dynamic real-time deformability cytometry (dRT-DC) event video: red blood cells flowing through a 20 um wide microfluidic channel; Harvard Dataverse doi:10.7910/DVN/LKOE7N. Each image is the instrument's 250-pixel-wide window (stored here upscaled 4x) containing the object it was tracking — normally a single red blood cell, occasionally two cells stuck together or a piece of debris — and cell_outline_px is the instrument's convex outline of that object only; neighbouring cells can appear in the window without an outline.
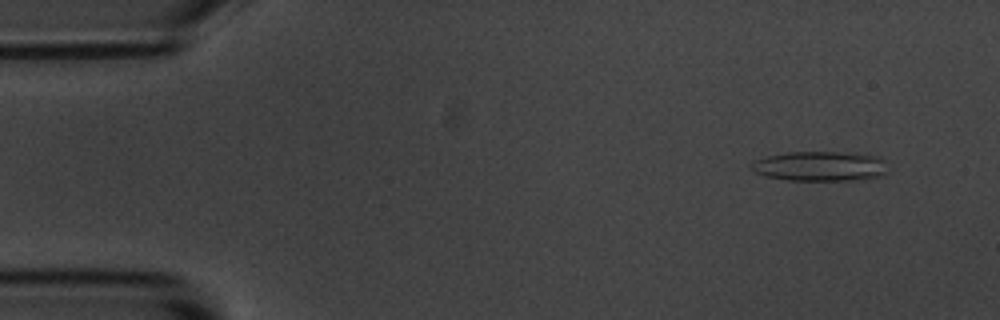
{"species": "common noctule bat (a hibernating species)", "species_latin": "Nyctalus noctula", "temperature_condition": "room temperature", "stored_images_in_passage": 4, "camera_frame_rate_fps": 3000, "um_per_image_px": 0.085, "animal": {"sex": "male", "body_mass_g": 20.1, "forearm_length_mm": 53.5}, "frame": {"image": 1, "passage_image": 1, "time_ms": 0.0, "image_size_px": [1000, 320], "cell_outline_px": [[884, 172], [880, 176], [864, 180], [788, 180], [764, 176], [752, 172], [748, 168], [752, 160], [768, 156], [788, 152], [856, 152], [880, 156], [884, 160]], "centroid_in_image_um": [69.65, 14.12], "position_along_channel_um": 15.3, "area_um2": 24.1}}